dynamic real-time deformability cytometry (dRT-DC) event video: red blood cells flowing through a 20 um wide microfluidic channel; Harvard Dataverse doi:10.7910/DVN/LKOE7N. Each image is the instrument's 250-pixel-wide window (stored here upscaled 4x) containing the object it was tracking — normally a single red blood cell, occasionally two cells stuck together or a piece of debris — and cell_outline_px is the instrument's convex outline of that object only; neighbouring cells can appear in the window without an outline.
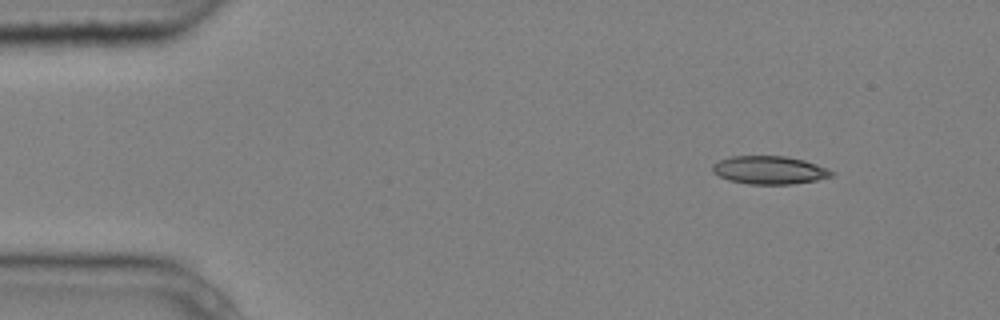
{"species": "common noctule bat (a hibernating species)", "species_latin": "Nyctalus noctula", "temperature_condition": "cold", "stored_images_in_passage": 7, "camera_frame_rate_fps": 3000, "um_per_image_px": 0.085, "animal": {"sex": "male", "body_mass_g": 20.4}, "frame": {"image": 1, "passage_image": 1, "time_ms": 0.0, "image_size_px": [1000, 320], "cell_outline_px": [[836, 172], [832, 176], [816, 180], [792, 184], [748, 184], [728, 180], [712, 172], [712, 164], [720, 160], [732, 156], [784, 156], [804, 160], [828, 168]], "centroid_in_image_um": [65.41, 14.46], "position_along_channel_um": 19.6, "area_um2": 19.54}}
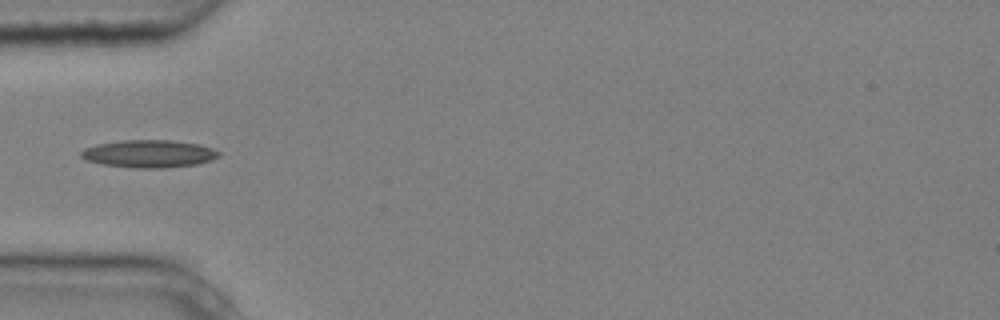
{"frame": {"image": 2, "passage_image": 4, "time_ms": 1.0, "image_size_px": [1000, 320], "cell_outline_px": [[220, 156], [212, 160], [196, 164], [164, 168], [132, 168], [100, 164], [88, 160], [80, 156], [80, 152], [84, 148], [96, 144], [120, 140], [172, 140], [200, 144], [212, 148], [220, 152]], "centroid_in_image_um": [12.66, 13.06], "position_along_channel_um": 72.3, "area_um2": 22.37}}
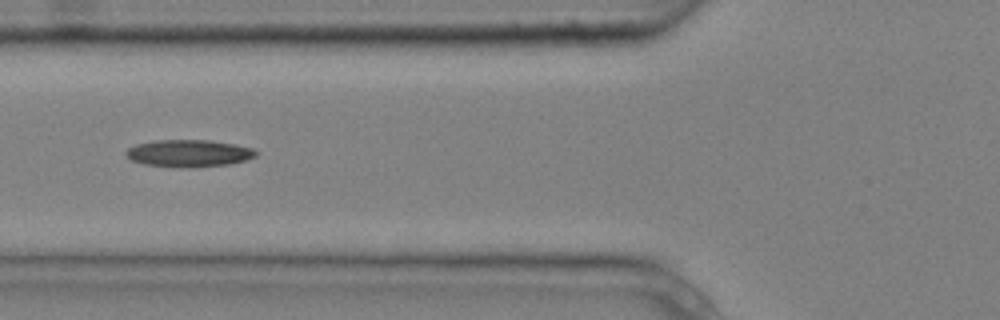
{"frame": {"image": 3, "passage_image": 5, "time_ms": 1.333, "image_size_px": [1000, 320], "cell_outline_px": [[260, 152], [256, 156], [244, 160], [228, 164], [188, 168], [180, 168], [144, 164], [132, 160], [124, 152], [128, 148], [136, 144], [156, 140], [208, 140], [232, 144], [252, 148]], "centroid_in_image_um": [16.04, 13.03], "position_along_channel_um": 109.8, "area_um2": 20.52}}